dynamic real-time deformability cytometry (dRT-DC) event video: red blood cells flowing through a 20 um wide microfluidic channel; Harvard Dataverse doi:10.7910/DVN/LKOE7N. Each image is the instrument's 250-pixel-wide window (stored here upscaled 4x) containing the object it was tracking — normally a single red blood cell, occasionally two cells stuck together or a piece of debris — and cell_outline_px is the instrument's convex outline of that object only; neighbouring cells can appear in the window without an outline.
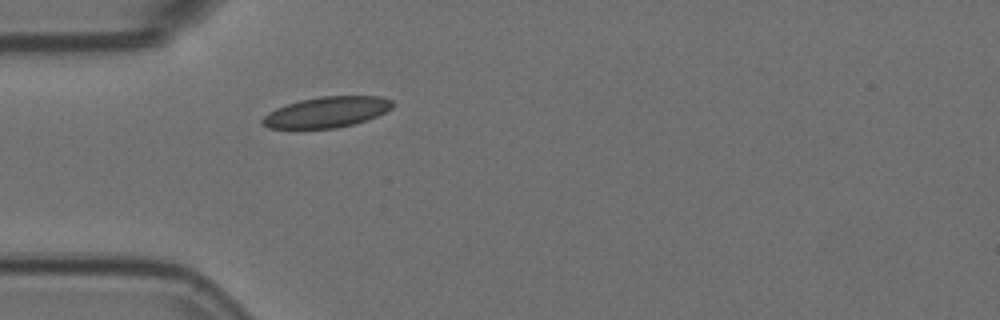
{"species": "Egyptian fruit bat (a non-hibernating species)", "species_latin": "Rousettus aegyptiacus", "temperature_condition": "room temperature", "stored_images_in_passage": 21, "camera_frame_rate_fps": 3000, "um_per_image_px": 0.085, "animal": {"sex": "female"}, "frame": {"image": 1, "passage_image": 1, "time_ms": 0.0, "image_size_px": [1000, 320], "cell_outline_px": [[396, 104], [392, 108], [376, 116], [352, 124], [336, 128], [268, 128], [260, 124], [260, 120], [268, 112], [276, 108], [300, 100], [320, 96], [380, 96], [392, 100]], "centroid_in_image_um": [27.76, 9.52], "position_along_channel_um": 57.2, "area_um2": 23.24}}
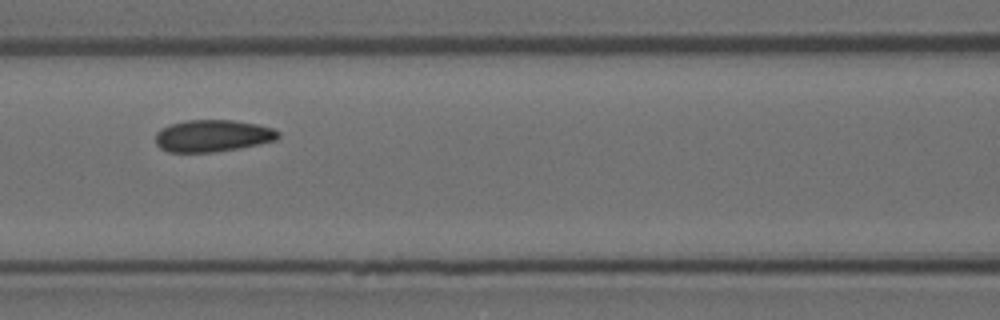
{"frame": {"image": 2, "passage_image": 9, "time_ms": 2.667, "image_size_px": [1000, 320], "cell_outline_px": [[280, 136], [276, 140], [240, 148], [212, 152], [168, 152], [160, 148], [156, 144], [156, 132], [160, 128], [172, 124], [188, 120], [232, 120], [256, 124], [272, 128], [280, 132]], "centroid_in_image_um": [18.07, 11.54], "position_along_channel_um": 148.5, "area_um2": 22.83}}
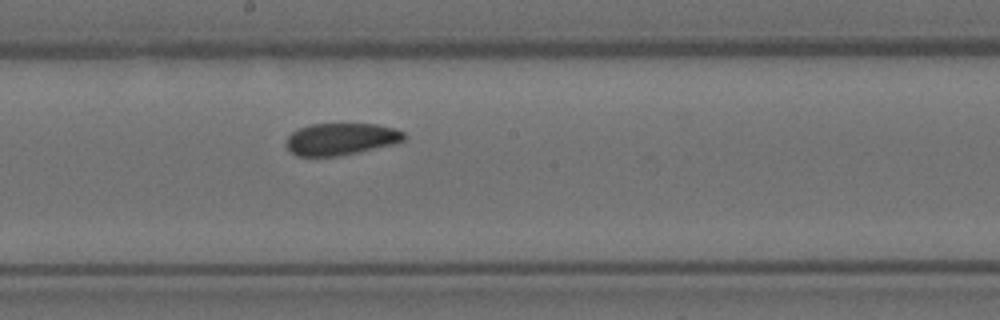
{"frame": {"image": 3, "passage_image": 15, "time_ms": 4.667, "image_size_px": [1000, 320], "cell_outline_px": [[408, 136], [404, 140], [392, 144], [356, 152], [336, 156], [296, 156], [284, 144], [288, 136], [292, 132], [300, 128], [312, 124], [376, 124], [396, 128], [404, 132]], "centroid_in_image_um": [28.98, 11.81], "position_along_channel_um": 219.2, "area_um2": 21.85}}